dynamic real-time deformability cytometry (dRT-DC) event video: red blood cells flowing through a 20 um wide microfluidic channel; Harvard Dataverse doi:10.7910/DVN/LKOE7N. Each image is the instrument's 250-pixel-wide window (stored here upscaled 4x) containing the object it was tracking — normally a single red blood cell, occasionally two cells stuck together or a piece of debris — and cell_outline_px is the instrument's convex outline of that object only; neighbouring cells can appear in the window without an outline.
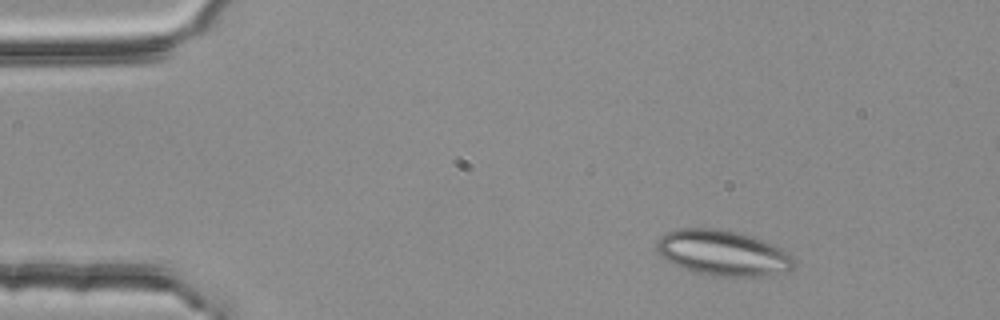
{"species": "common noctule bat (a hibernating species)", "species_latin": "Nyctalus noctula", "temperature_condition": "room temperature", "stored_images_in_passage": 4, "camera_frame_rate_fps": 3000, "um_per_image_px": 0.085, "animal": {"sex": "female", "body_mass_g": 25.1}, "frame": {"image": 1, "passage_image": 1, "time_ms": 0.0, "image_size_px": [1000, 320], "cell_outline_px": [[792, 268], [784, 272], [760, 276], [712, 276], [692, 272], [680, 268], [664, 260], [660, 256], [656, 248], [656, 240], [664, 232], [680, 228], [712, 228], [752, 236], [772, 244], [780, 248], [792, 256]], "centroid_in_image_um": [61.34, 21.51], "position_along_channel_um": 23.7, "area_um2": 36.36}}